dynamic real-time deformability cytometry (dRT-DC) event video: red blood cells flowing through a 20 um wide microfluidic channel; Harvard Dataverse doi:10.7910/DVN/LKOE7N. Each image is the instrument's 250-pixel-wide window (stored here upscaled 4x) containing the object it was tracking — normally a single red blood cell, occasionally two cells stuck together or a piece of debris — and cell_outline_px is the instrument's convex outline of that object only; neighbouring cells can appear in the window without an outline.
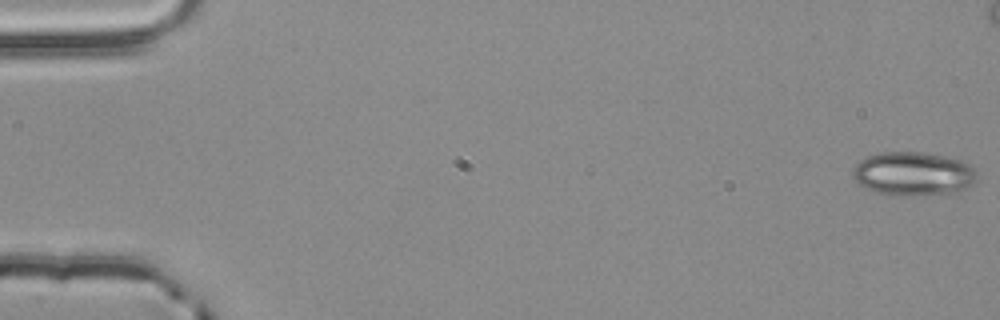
{"species": "common noctule bat (a hibernating species)", "species_latin": "Nyctalus noctula", "temperature_condition": "room temperature", "stored_images_in_passage": 45, "camera_frame_rate_fps": 3000, "um_per_image_px": 0.085, "animal": {"sex": "male", "body_mass_g": 20.4}, "frame": {"image": 1, "passage_image": 1, "time_ms": 0.0, "image_size_px": [1000, 320], "cell_outline_px": [[976, 180], [972, 184], [956, 192], [912, 196], [896, 196], [876, 192], [860, 184], [852, 176], [852, 168], [860, 160], [868, 156], [880, 152], [920, 152], [960, 160], [972, 164], [976, 172]], "centroid_in_image_um": [77.61, 14.77], "position_along_channel_um": 7.4, "area_um2": 31.62}}
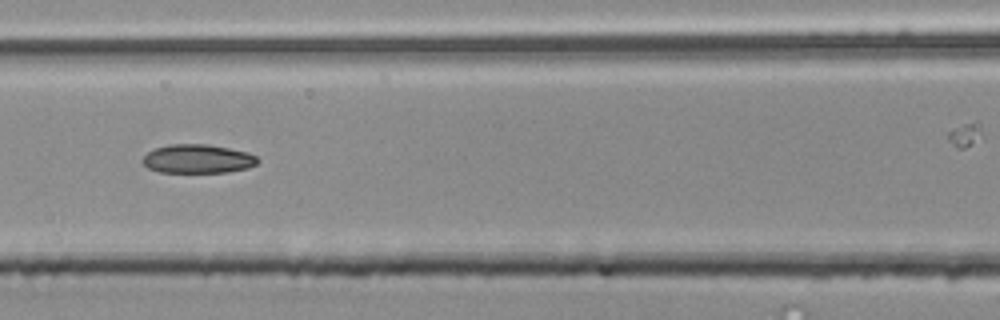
{"frame": {"image": 2, "passage_image": 25, "time_ms": 8.0, "image_size_px": [1000, 320], "cell_outline_px": [[260, 160], [256, 164], [248, 168], [228, 172], [156, 172], [148, 168], [140, 160], [148, 152], [156, 148], [168, 144], [208, 144], [248, 152], [256, 156]], "centroid_in_image_um": [16.8, 13.5], "position_along_channel_um": 149.8, "area_um2": 19.42}}
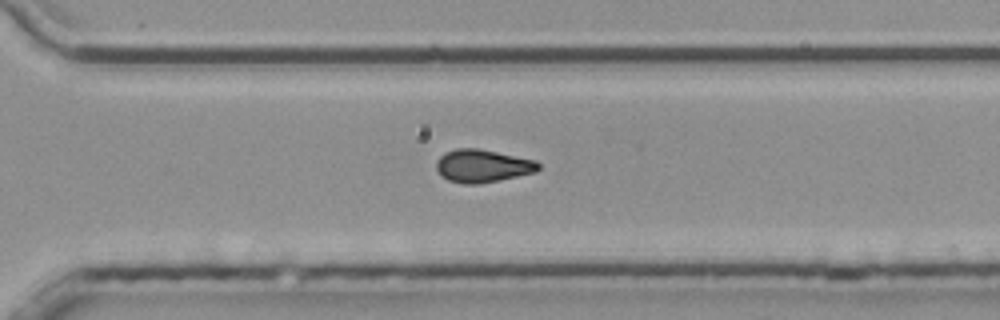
{"frame": {"image": 3, "passage_image": 39, "time_ms": 12.667, "image_size_px": [1000, 320], "cell_outline_px": [[540, 168], [536, 172], [500, 180], [476, 184], [464, 184], [448, 180], [440, 176], [436, 168], [436, 160], [444, 152], [456, 148], [476, 148], [536, 160], [540, 164]], "centroid_in_image_um": [40.99, 14.1], "position_along_channel_um": 329.6, "area_um2": 19.65}}